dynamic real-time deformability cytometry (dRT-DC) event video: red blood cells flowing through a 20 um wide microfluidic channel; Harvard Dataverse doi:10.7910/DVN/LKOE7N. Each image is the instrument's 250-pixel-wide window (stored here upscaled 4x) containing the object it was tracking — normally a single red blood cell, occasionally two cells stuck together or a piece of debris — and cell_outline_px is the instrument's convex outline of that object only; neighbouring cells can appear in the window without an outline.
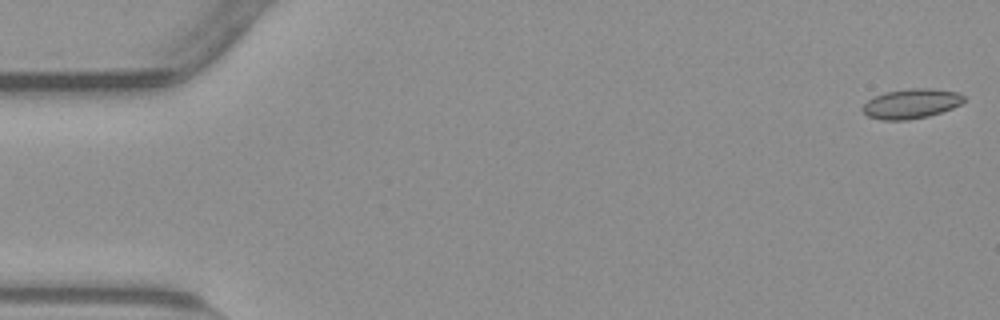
{"species": "common noctule bat (a hibernating species)", "species_latin": "Nyctalus noctula", "temperature_condition": "warm", "stored_images_in_passage": 11, "camera_frame_rate_fps": 3000, "um_per_image_px": 0.085, "animal": {"sex": "male", "body_mass_g": 23.1, "forearm_length_mm": 52.7}, "frame": {"image": 1, "passage_image": 1, "time_ms": 0.0, "image_size_px": [1000, 320], "cell_outline_px": [[964, 100], [960, 104], [952, 108], [928, 116], [908, 120], [880, 120], [868, 116], [860, 108], [872, 96], [884, 92], [908, 88], [932, 88], [960, 92], [964, 96]], "centroid_in_image_um": [77.43, 8.8], "position_along_channel_um": 7.6, "area_um2": 17.74}}